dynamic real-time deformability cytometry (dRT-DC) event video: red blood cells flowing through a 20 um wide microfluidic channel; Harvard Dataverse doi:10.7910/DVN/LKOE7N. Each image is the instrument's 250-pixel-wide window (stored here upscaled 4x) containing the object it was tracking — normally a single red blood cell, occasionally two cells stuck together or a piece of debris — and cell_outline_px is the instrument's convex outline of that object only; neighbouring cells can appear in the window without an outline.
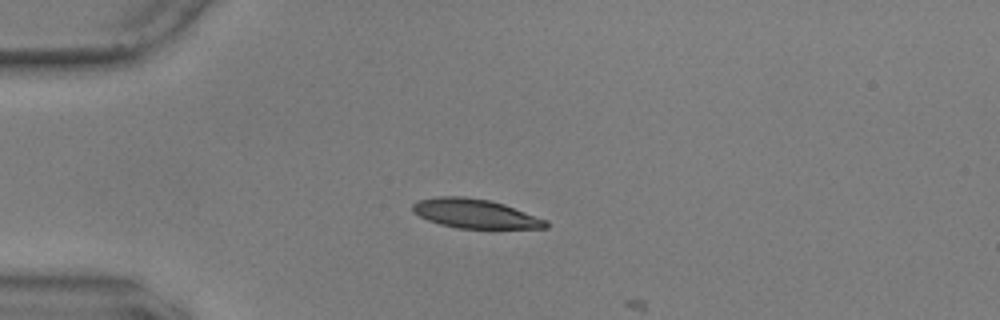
{"species": "common noctule bat (a hibernating species)", "species_latin": "Nyctalus noctula", "temperature_condition": "warm", "stored_images_in_passage": 13, "camera_frame_rate_fps": 3000, "um_per_image_px": 0.085, "animal": {"sex": "male", "body_mass_g": 17.9, "forearm_length_mm": 54.2}, "frame": {"image": 1, "passage_image": 12, "time_ms": 3.667, "image_size_px": [1000, 320], "cell_outline_px": [[548, 228], [456, 228], [440, 224], [428, 220], [412, 212], [412, 204], [420, 200], [440, 196], [464, 196], [488, 200], [504, 204], [548, 220]], "centroid_in_image_um": [40.39, 18.16], "position_along_channel_um": 44.6, "area_um2": 22.54}}